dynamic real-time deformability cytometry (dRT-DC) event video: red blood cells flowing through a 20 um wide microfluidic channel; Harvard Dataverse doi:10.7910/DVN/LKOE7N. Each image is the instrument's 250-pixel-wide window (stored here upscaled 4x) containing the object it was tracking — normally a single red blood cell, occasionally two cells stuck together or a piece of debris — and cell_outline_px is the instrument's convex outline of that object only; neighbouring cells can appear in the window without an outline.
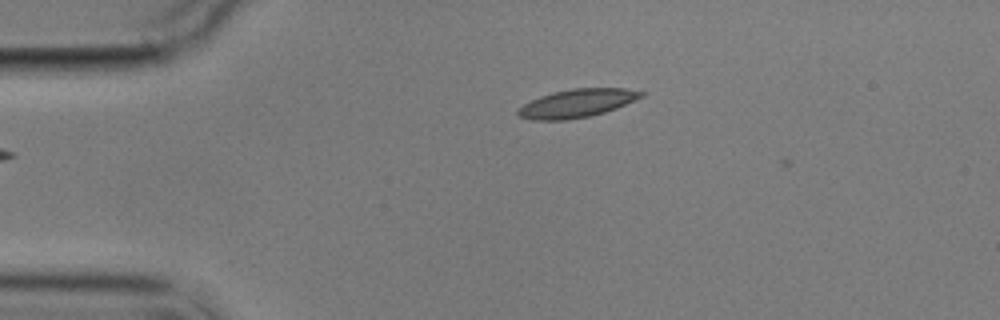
{"species": "common noctule bat (a hibernating species)", "species_latin": "Nyctalus noctula", "temperature_condition": "cold", "stored_images_in_passage": 4, "camera_frame_rate_fps": 3000, "um_per_image_px": 0.085, "animal": {"sex": "male", "body_mass_g": 17.9}, "frame": {"image": 1, "passage_image": 2, "time_ms": 1.333, "image_size_px": [1000, 320], "cell_outline_px": [[648, 92], [644, 96], [616, 108], [604, 112], [588, 116], [568, 120], [532, 120], [520, 116], [516, 112], [524, 104], [540, 96], [552, 92], [572, 88], [624, 88]], "centroid_in_image_um": [49.08, 8.77], "position_along_channel_um": 35.9, "area_um2": 20.23}}